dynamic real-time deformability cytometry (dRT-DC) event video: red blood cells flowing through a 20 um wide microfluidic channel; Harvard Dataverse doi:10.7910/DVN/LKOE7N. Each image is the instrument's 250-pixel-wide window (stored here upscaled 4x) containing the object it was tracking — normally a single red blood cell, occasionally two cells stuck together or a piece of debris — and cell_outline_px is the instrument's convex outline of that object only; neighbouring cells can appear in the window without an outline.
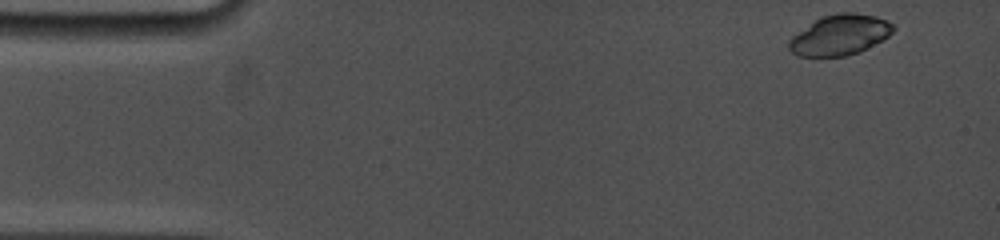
{"species": "common noctule bat (a hibernating species)", "species_latin": "Nyctalus noctula", "temperature_condition": "cold", "stored_images_in_passage": 14, "camera_frame_rate_fps": 5000, "um_per_image_px": 0.085, "animal": {"sex": "female", "body_mass_g": 19.0, "forearm_length_mm": 53.3}, "frame": {"image": 1, "passage_image": 1, "time_ms": 0.0, "image_size_px": [1000, 240], "cell_outline_px": [[896, 28], [888, 36], [860, 52], [844, 56], [796, 56], [788, 48], [788, 40], [792, 36], [820, 16], [840, 12], [856, 12], [876, 16], [896, 24]], "centroid_in_image_um": [71.39, 2.95], "position_along_channel_um": 13.6, "area_um2": 24.74}}
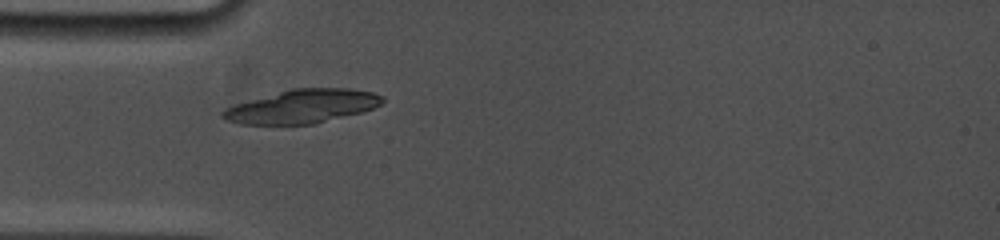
{"frame": {"image": 2, "passage_image": 13, "time_ms": 4.0, "image_size_px": [1000, 240], "cell_outline_px": [[384, 100], [380, 104], [372, 108], [360, 112], [312, 124], [240, 124], [228, 120], [220, 116], [220, 112], [224, 108], [236, 104], [292, 88], [348, 88], [372, 92], [384, 96]], "centroid_in_image_um": [25.67, 9.03], "position_along_channel_um": 59.3, "area_um2": 30.87}}